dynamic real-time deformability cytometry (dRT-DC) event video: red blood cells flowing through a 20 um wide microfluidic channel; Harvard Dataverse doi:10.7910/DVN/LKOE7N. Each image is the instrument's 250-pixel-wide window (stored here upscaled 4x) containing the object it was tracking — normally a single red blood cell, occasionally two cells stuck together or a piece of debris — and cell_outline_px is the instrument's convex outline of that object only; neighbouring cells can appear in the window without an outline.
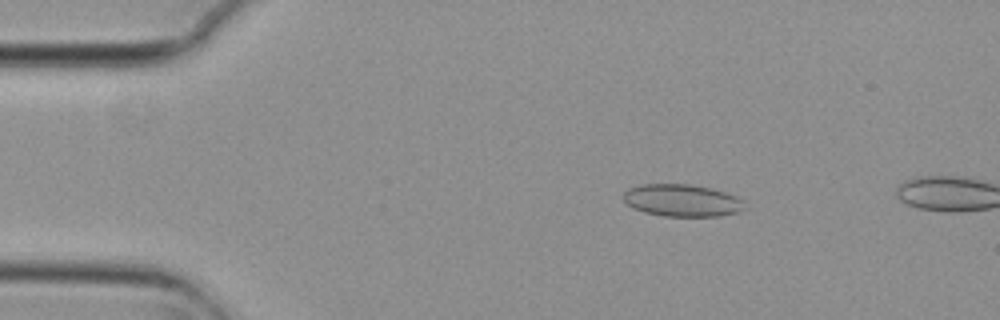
{"species": "common noctule bat (a hibernating species)", "species_latin": "Nyctalus noctula", "temperature_condition": "cold", "stored_images_in_passage": 12, "camera_frame_rate_fps": 3000, "um_per_image_px": 0.085, "animal": {"sex": "female", "body_mass_g": 29.2, "forearm_length_mm": 56.3}, "frame": {"image": 1, "passage_image": 9, "time_ms": 2.667, "image_size_px": [1000, 320], "cell_outline_px": [[744, 208], [740, 212], [720, 216], [664, 216], [644, 212], [632, 208], [624, 200], [624, 192], [628, 188], [640, 184], [688, 184], [712, 188], [736, 196], [744, 200]], "centroid_in_image_um": [57.98, 17.03], "position_along_channel_um": 27.0, "area_um2": 22.89}}